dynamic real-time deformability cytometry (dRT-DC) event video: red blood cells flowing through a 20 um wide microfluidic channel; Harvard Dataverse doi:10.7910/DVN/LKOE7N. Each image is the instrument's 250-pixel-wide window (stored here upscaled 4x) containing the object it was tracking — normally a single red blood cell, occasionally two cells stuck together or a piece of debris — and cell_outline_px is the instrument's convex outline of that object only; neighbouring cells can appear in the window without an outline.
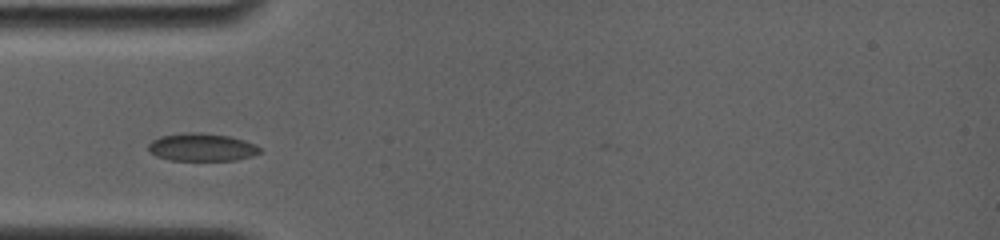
{"species": "common noctule bat (a hibernating species)", "species_latin": "Nyctalus noctula", "temperature_condition": "room temperature", "stored_images_in_passage": 14, "camera_frame_rate_fps": 4000, "um_per_image_px": 0.085, "animal": {"sex": "female", "body_mass_g": 19.0, "forearm_length_mm": 56.7}, "frame": {"image": 1, "passage_image": 1, "time_ms": 0.0, "image_size_px": [1000, 240], "cell_outline_px": [[264, 152], [252, 156], [236, 160], [168, 160], [156, 156], [148, 152], [148, 144], [152, 140], [160, 136], [184, 132], [200, 132], [228, 136], [244, 140], [256, 144]], "centroid_in_image_um": [17.15, 12.51], "position_along_channel_um": 67.9, "area_um2": 18.32}}
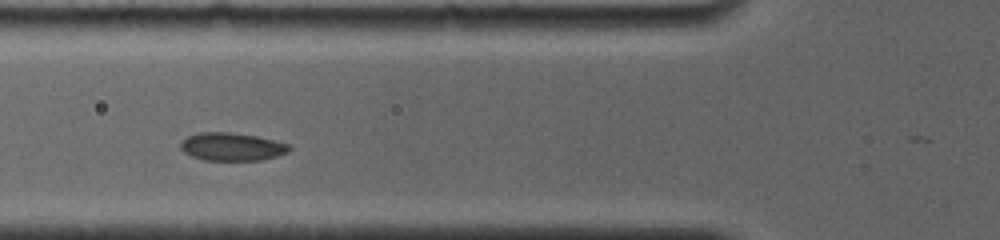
{"frame": {"image": 2, "passage_image": 5, "time_ms": 1.0, "image_size_px": [1000, 240], "cell_outline_px": [[292, 148], [288, 152], [276, 156], [260, 160], [204, 160], [192, 156], [184, 152], [180, 148], [180, 144], [188, 136], [200, 132], [228, 132], [256, 136], [288, 144]], "centroid_in_image_um": [19.7, 12.47], "position_along_channel_um": 106.1, "area_um2": 17.51}}
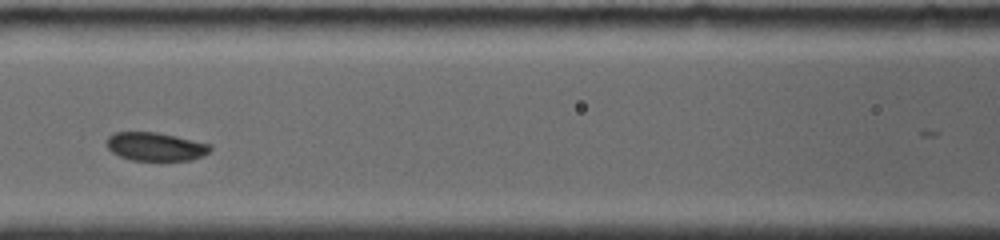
{"frame": {"image": 3, "passage_image": 10, "time_ms": 2.25, "image_size_px": [1000, 240], "cell_outline_px": [[212, 148], [204, 156], [192, 160], [132, 160], [120, 156], [112, 152], [104, 144], [108, 136], [116, 132], [156, 132], [176, 136], [212, 144]], "centroid_in_image_um": [13.22, 12.46], "position_along_channel_um": 153.4, "area_um2": 17.28}}